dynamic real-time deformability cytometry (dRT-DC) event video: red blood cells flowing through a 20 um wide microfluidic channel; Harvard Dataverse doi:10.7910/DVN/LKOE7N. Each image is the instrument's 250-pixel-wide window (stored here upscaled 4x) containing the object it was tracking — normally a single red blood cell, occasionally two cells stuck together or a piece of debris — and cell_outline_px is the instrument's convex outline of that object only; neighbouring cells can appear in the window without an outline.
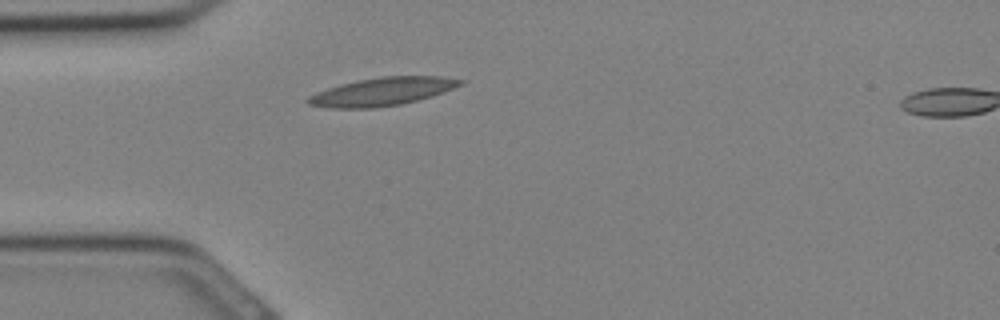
{"species": "Egyptian fruit bat (a non-hibernating species)", "species_latin": "Rousettus aegyptiacus", "temperature_condition": "cold", "stored_images_in_passage": 25, "segment_of_instrument_passage": [1, 2], "camera_frame_rate_fps": 3000, "um_per_image_px": 0.085, "animal": {"sex": "female"}, "frame": {"image": 1, "passage_image": 1, "time_ms": 0.0, "image_size_px": [1000, 320], "cell_outline_px": [[464, 84], [432, 96], [400, 104], [376, 108], [332, 108], [308, 104], [304, 100], [308, 96], [316, 92], [340, 84], [380, 76], [444, 76], [464, 80]], "centroid_in_image_um": [32.49, 7.78], "position_along_channel_um": 52.5, "area_um2": 24.91}}
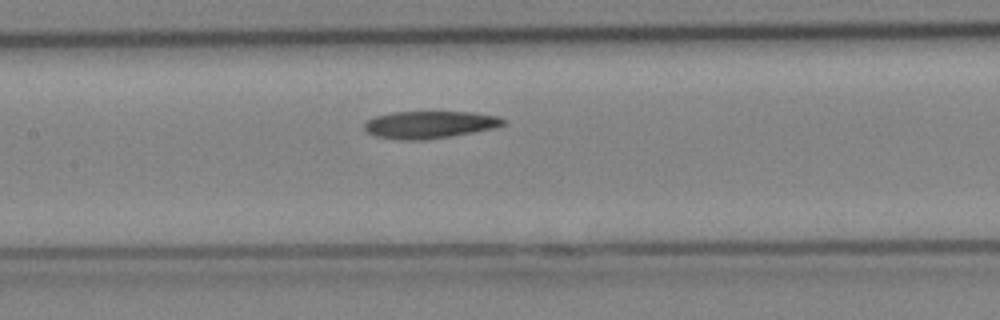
{"frame": {"image": 2, "passage_image": 7, "time_ms": 2.0, "image_size_px": [1000, 320], "cell_outline_px": [[504, 124], [496, 128], [452, 136], [424, 140], [396, 140], [376, 136], [368, 132], [364, 128], [364, 124], [368, 120], [376, 116], [392, 112], [472, 112], [496, 116], [504, 120]], "centroid_in_image_um": [36.5, 10.6], "position_along_channel_um": 170.9, "area_um2": 22.08}}
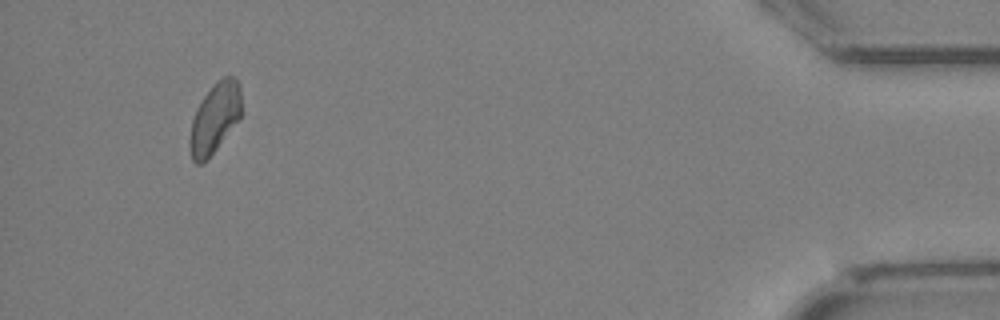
{"frame": {"image": 3, "passage_image": 22, "time_ms": 7.0, "image_size_px": [1000, 320], "cell_outline_px": [[240, 120], [216, 148], [200, 164], [196, 164], [192, 160], [188, 140], [192, 120], [196, 108], [212, 84], [216, 80], [224, 76], [232, 76], [240, 84]], "centroid_in_image_um": [18.24, 10.01], "position_along_channel_um": 417.0, "area_um2": 20.98}}